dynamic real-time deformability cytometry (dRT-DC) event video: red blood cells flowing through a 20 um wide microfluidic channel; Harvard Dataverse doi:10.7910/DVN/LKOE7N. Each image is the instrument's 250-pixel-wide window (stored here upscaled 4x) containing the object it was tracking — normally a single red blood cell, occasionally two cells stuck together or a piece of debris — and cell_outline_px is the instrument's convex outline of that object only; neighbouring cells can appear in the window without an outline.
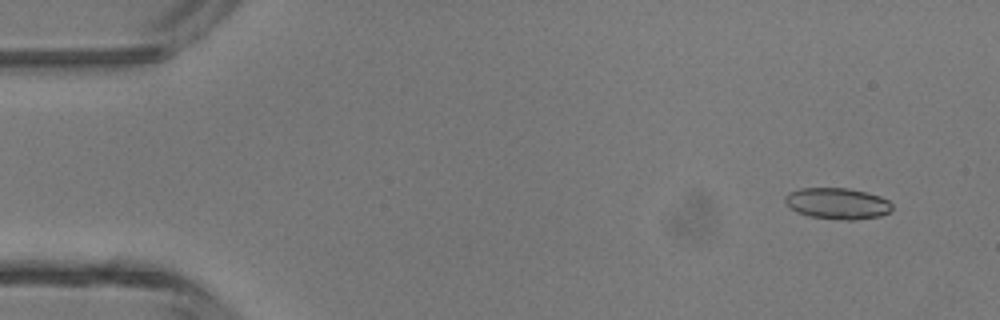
{"species": "common noctule bat (a hibernating species)", "species_latin": "Nyctalus noctula", "temperature_condition": "room temperature", "stored_images_in_passage": 3, "camera_frame_rate_fps": 3000, "um_per_image_px": 0.085, "animal": {"sex": "male", "body_mass_g": 13.3}, "frame": {"image": 1, "passage_image": 1, "time_ms": 0.0, "image_size_px": [1000, 320], "cell_outline_px": [[892, 208], [888, 212], [880, 216], [852, 220], [848, 220], [808, 216], [796, 212], [784, 200], [784, 196], [788, 192], [800, 188], [848, 188], [880, 196], [888, 200], [892, 204]], "centroid_in_image_um": [71.16, 17.29], "position_along_channel_um": 13.8, "area_um2": 19.36}}
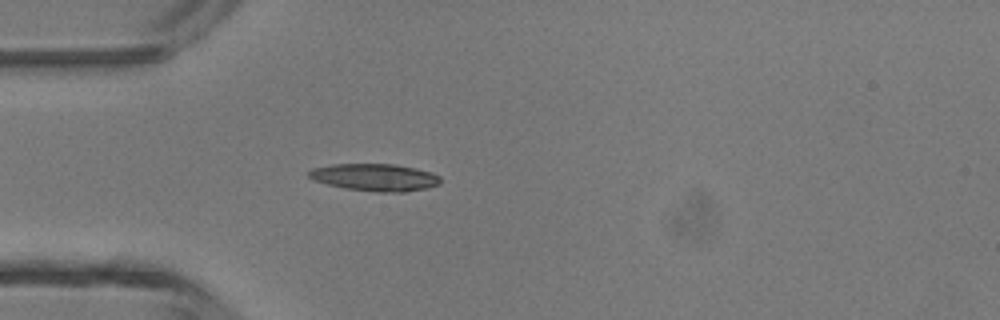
{"frame": {"image": 2, "passage_image": 3, "time_ms": 0.667, "image_size_px": [1000, 320], "cell_outline_px": [[440, 184], [428, 188], [404, 192], [376, 192], [344, 188], [312, 180], [308, 176], [308, 172], [312, 168], [332, 164], [392, 164], [416, 168], [432, 172], [440, 176]], "centroid_in_image_um": [31.88, 15.07], "position_along_channel_um": 53.1, "area_um2": 21.04}}